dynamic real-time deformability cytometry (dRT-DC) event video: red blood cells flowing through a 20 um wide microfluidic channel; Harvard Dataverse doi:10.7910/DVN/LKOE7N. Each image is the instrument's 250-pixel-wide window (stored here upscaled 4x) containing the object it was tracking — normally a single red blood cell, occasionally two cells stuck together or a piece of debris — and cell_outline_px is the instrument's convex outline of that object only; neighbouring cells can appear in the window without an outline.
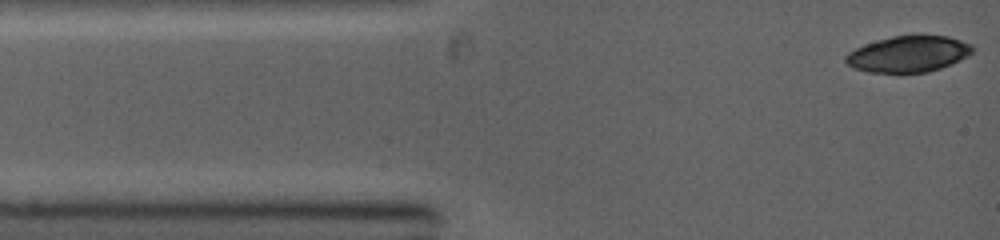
{"species": "common noctule bat (a hibernating species)", "species_latin": "Nyctalus noctula", "temperature_condition": "warm", "stored_images_in_passage": 6, "camera_frame_rate_fps": 5000, "um_per_image_px": 0.085, "animal": {"sex": "female", "body_mass_g": 19.0, "forearm_length_mm": 53.3}, "frame": {"image": 1, "passage_image": 1, "time_ms": 0.0, "image_size_px": [1000, 240], "cell_outline_px": [[976, 48], [968, 56], [952, 64], [928, 72], [900, 76], [868, 72], [852, 68], [844, 60], [844, 56], [848, 52], [864, 44], [892, 36], [920, 32], [948, 36], [972, 44]], "centroid_in_image_um": [77.22, 4.6], "position_along_channel_um": 7.8, "area_um2": 28.38}}